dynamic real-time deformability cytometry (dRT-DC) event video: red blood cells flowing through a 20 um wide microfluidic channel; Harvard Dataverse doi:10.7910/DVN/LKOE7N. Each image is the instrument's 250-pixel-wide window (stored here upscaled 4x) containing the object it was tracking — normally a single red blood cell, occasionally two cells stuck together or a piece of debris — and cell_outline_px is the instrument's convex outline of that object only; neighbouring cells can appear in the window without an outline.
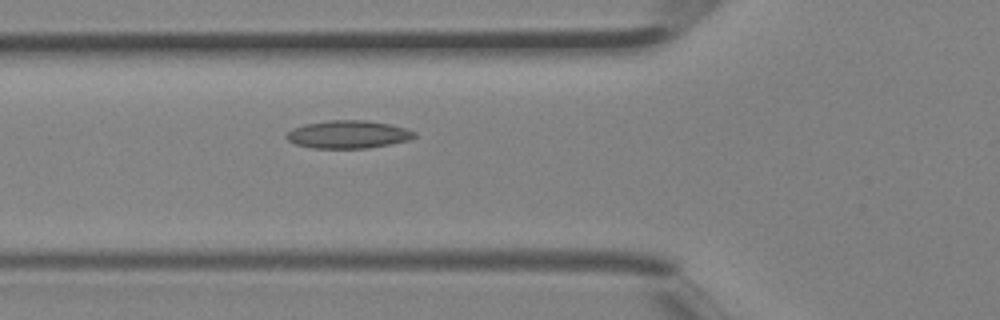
{"species": "Egyptian fruit bat (a non-hibernating species)", "species_latin": "Rousettus aegyptiacus", "temperature_condition": "room temperature", "stored_images_in_passage": 5, "camera_frame_rate_fps": 3000, "um_per_image_px": 0.085, "animal": {"sex": "female"}, "frame": {"image": 1, "passage_image": 5, "time_ms": 1.333, "image_size_px": [1000, 320], "cell_outline_px": [[416, 136], [408, 140], [368, 148], [312, 148], [296, 144], [288, 140], [284, 136], [292, 128], [304, 124], [328, 120], [368, 120], [388, 124], [404, 128], [416, 132]], "centroid_in_image_um": [29.55, 11.42], "position_along_channel_um": 96.2, "area_um2": 20.69}}